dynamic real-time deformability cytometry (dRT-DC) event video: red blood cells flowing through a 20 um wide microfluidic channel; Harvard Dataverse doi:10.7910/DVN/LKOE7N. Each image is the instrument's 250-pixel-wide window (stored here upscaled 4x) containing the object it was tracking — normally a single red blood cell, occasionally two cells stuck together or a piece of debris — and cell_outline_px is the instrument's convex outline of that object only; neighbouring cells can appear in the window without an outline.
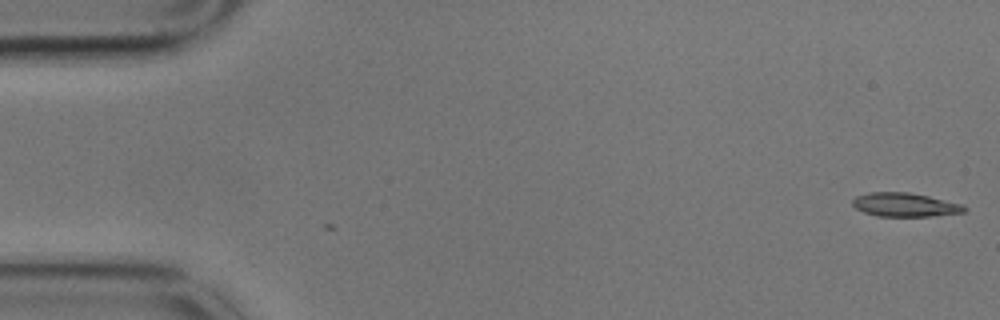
{"species": "common noctule bat (a hibernating species)", "species_latin": "Nyctalus noctula", "temperature_condition": "cold", "stored_images_in_passage": 3, "camera_frame_rate_fps": 3000, "um_per_image_px": 0.085, "animal": {"sex": "male", "body_mass_g": 17.9}, "frame": {"image": 1, "passage_image": 1, "time_ms": 0.0, "image_size_px": [1000, 320], "cell_outline_px": [[968, 208], [964, 212], [928, 216], [876, 216], [864, 212], [856, 208], [852, 204], [852, 200], [856, 196], [868, 192], [908, 192], [928, 196], [964, 204]], "centroid_in_image_um": [76.91, 17.4], "position_along_channel_um": 8.1, "area_um2": 15.49}}